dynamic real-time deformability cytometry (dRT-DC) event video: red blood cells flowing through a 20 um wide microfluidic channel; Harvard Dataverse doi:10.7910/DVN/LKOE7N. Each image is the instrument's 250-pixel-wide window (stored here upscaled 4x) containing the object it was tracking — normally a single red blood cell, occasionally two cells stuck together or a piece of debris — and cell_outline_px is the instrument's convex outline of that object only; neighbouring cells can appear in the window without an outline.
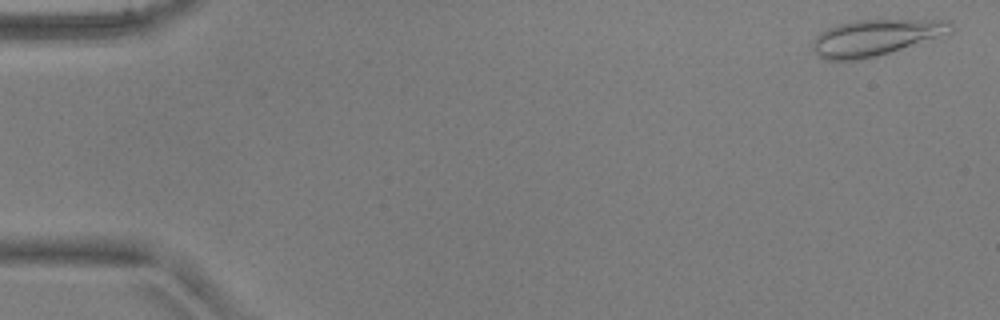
{"species": "common noctule bat (a hibernating species)", "species_latin": "Nyctalus noctula", "temperature_condition": "warm", "stored_images_in_passage": 53, "camera_frame_rate_fps": 3000, "um_per_image_px": 0.085, "animal": {"sex": "male", "body_mass_g": 17.9, "forearm_length_mm": 54.2}, "frame": {"image": 1, "passage_image": 2, "time_ms": 0.333, "image_size_px": [1000, 320], "cell_outline_px": [[956, 28], [952, 32], [876, 56], [860, 60], [828, 60], [812, 52], [812, 44], [816, 36], [820, 32], [828, 28], [840, 24], [856, 20], [948, 20]], "centroid_in_image_um": [74.39, 3.19], "position_along_channel_um": 10.6, "area_um2": 28.73}}
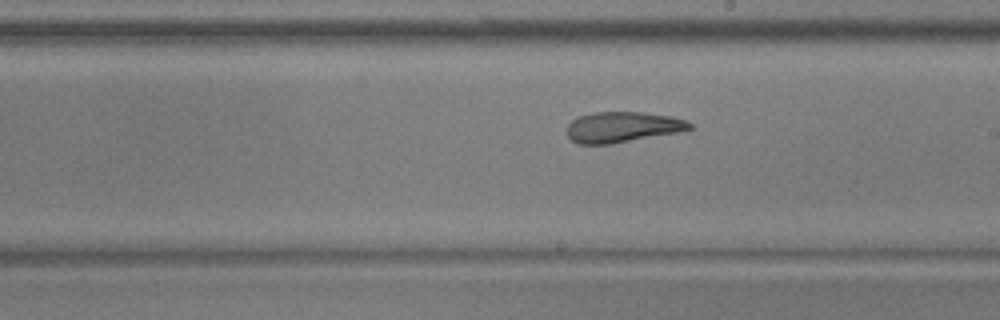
{"frame": {"image": 2, "passage_image": 30, "time_ms": 9.667, "image_size_px": [1000, 320], "cell_outline_px": [[696, 128], [680, 132], [612, 144], [576, 144], [568, 136], [568, 124], [576, 116], [592, 112], [644, 112], [672, 116], [684, 120], [692, 124]], "centroid_in_image_um": [52.93, 10.8], "position_along_channel_um": 236.1, "area_um2": 22.2}}
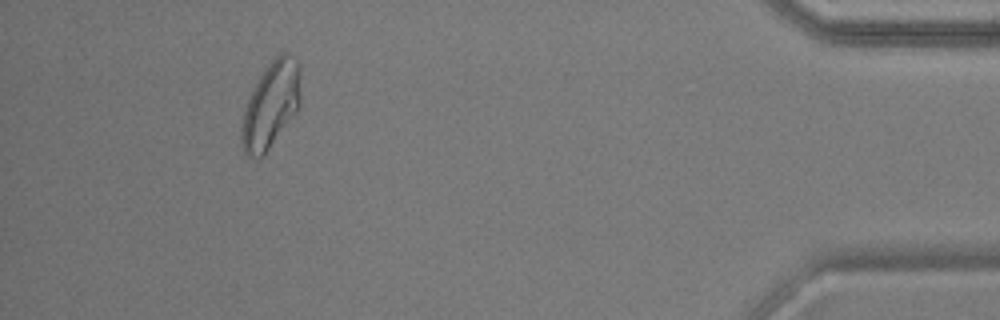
{"frame": {"image": 3, "passage_image": 48, "time_ms": 15.667, "image_size_px": [1000, 320], "cell_outline_px": [[300, 108], [264, 156], [260, 160], [256, 160], [248, 156], [244, 152], [240, 144], [240, 136], [244, 108], [264, 68], [280, 52], [288, 52], [300, 60]], "centroid_in_image_um": [23.04, 8.95], "position_along_channel_um": 412.2, "area_um2": 30.35}}